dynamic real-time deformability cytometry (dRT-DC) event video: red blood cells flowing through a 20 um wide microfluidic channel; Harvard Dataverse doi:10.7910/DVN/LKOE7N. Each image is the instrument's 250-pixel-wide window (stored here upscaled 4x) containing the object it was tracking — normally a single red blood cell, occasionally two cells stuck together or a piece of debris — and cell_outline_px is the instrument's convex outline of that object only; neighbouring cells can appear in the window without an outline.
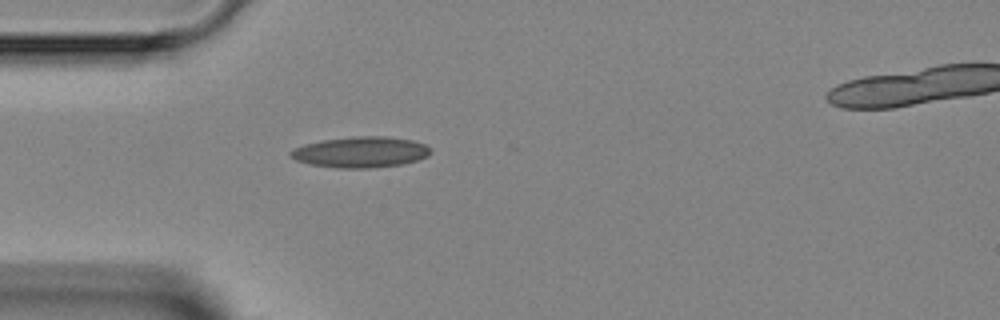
{"species": "Egyptian fruit bat (a non-hibernating species)", "species_latin": "Rousettus aegyptiacus", "temperature_condition": "room temperature", "stored_images_in_passage": 6, "camera_frame_rate_fps": 3000, "um_per_image_px": 0.085, "animal": {"sex": "female"}, "frame": {"image": 1, "passage_image": 5, "time_ms": 4.667, "image_size_px": [1000, 320], "cell_outline_px": [[432, 152], [428, 156], [416, 160], [400, 164], [368, 168], [336, 168], [308, 164], [296, 160], [288, 152], [292, 148], [304, 144], [324, 140], [352, 136], [384, 136], [412, 140], [424, 144]], "centroid_in_image_um": [30.61, 12.92], "position_along_channel_um": 54.4, "area_um2": 25.09}}